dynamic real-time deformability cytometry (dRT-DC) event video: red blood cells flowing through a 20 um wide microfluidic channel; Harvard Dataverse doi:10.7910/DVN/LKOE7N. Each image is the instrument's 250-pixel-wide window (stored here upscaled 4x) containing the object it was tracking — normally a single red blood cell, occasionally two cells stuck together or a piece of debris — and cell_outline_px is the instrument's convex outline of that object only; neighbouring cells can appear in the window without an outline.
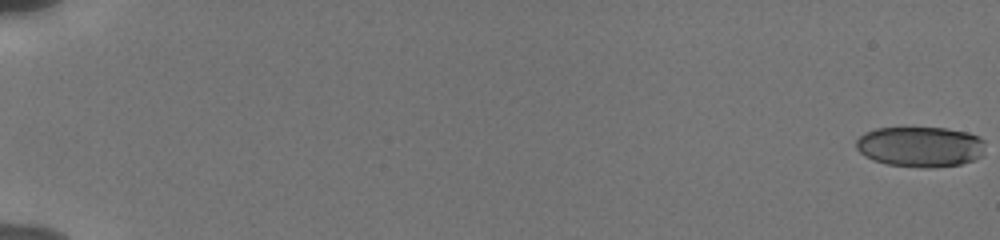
{"species": "human", "species_latin": "Homo sapiens", "temperature_condition": "cold", "stored_images_in_passage": 56, "camera_frame_rate_fps": 3000, "um_per_image_px": 0.085, "donor": {"sex": "male"}, "frame": {"image": 1, "passage_image": 1, "time_ms": 0.0, "image_size_px": [1000, 240], "cell_outline_px": [[984, 140], [980, 156], [976, 160], [960, 164], [932, 168], [920, 168], [888, 164], [872, 160], [864, 156], [856, 148], [856, 140], [864, 132], [876, 128], [944, 128], [968, 132]], "centroid_in_image_um": [78.19, 12.48], "position_along_channel_um": 6.8, "area_um2": 30.46}}
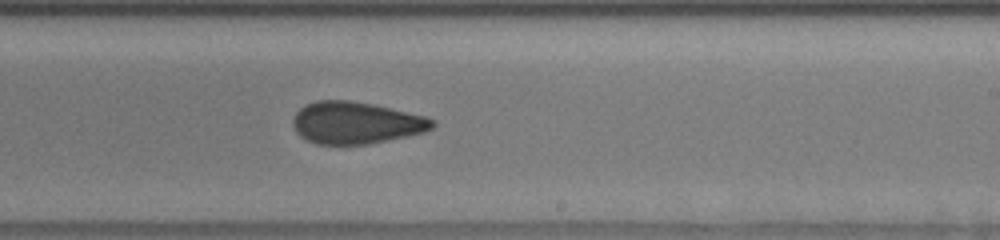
{"frame": {"image": 2, "passage_image": 37, "time_ms": 12.0, "image_size_px": [1000, 240], "cell_outline_px": [[436, 124], [432, 128], [424, 132], [368, 144], [316, 144], [300, 136], [296, 132], [292, 124], [292, 120], [296, 112], [304, 104], [316, 100], [348, 100], [372, 104], [424, 116], [436, 120]], "centroid_in_image_um": [30.22, 10.43], "position_along_channel_um": 258.8, "area_um2": 34.04}}
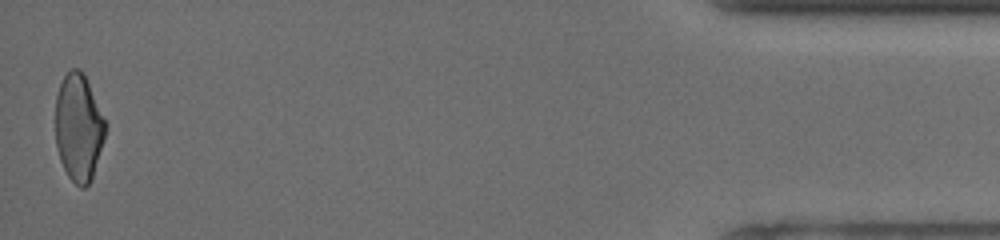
{"frame": {"image": 3, "passage_image": 56, "time_ms": 18.333, "image_size_px": [1000, 240], "cell_outline_px": [[104, 140], [92, 180], [84, 188], [80, 188], [68, 176], [60, 160], [56, 144], [56, 96], [60, 84], [64, 76], [72, 68], [80, 68], [84, 72], [104, 120]], "centroid_in_image_um": [6.67, 10.85], "position_along_channel_um": 428.5, "area_um2": 30.92}, "authors_computed_cell_mechanics": {"area_um2": 33.2061, "velocity_mm_per_s": 3.8523, "shape_relaxation_time_tau1_ms": null, "shape_relaxation_time_tau2_ms": 2.1519, "deformation_change_tau1": null, "deformation_change_tau2": 0.0913}}